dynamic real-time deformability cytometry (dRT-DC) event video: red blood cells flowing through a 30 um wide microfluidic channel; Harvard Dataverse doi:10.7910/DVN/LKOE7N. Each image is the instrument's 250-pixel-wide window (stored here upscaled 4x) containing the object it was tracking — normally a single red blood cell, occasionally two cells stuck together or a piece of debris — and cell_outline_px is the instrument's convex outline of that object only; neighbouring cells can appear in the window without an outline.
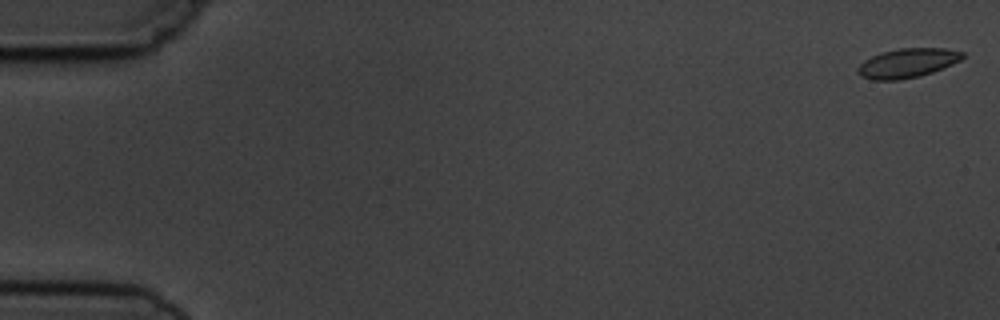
{"species": "common noctule bat (a hibernating species)", "species_latin": "Nyctalus noctula", "temperature_condition": "cold", "stored_images_in_passage": 3, "camera_frame_rate_fps": 3000, "um_per_image_px": 0.085, "animal": {"sex": "male", "body_mass_g": 19.5, "forearm_length_mm": 54.6}, "frame": {"image": 1, "passage_image": 1, "time_ms": 0.0, "image_size_px": [1000, 320], "cell_outline_px": [[964, 56], [960, 60], [952, 64], [932, 72], [920, 76], [896, 80], [872, 80], [860, 76], [856, 72], [856, 68], [864, 60], [880, 52], [900, 48], [944, 48], [964, 52]], "centroid_in_image_um": [77.09, 5.36], "position_along_channel_um": 7.9, "area_um2": 17.92}}